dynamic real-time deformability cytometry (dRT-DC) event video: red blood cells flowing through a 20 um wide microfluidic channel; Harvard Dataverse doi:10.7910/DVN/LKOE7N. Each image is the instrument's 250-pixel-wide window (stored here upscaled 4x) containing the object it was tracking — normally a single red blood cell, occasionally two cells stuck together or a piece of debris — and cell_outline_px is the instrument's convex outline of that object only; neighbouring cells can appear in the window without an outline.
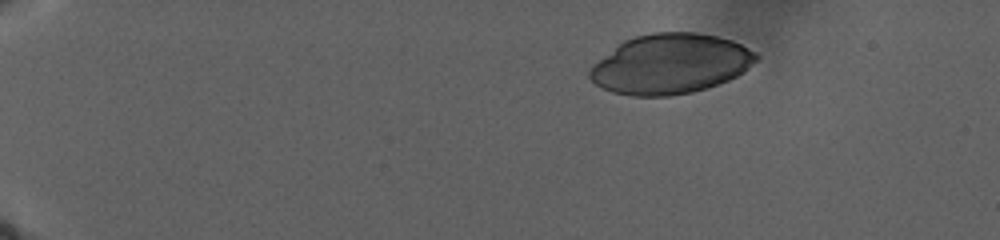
{"species": "human", "species_latin": "Homo sapiens", "temperature_condition": "warm", "stored_images_in_passage": 57, "camera_frame_rate_fps": 3000, "um_per_image_px": 0.085, "donor": {"sex": "male"}, "frame": {"image": 1, "passage_image": 1, "time_ms": 0.0, "image_size_px": [1000, 240], "cell_outline_px": [[760, 56], [744, 72], [728, 80], [692, 92], [672, 96], [632, 96], [612, 92], [596, 84], [588, 76], [588, 72], [592, 64], [624, 40], [636, 36], [652, 32], [696, 32], [716, 36], [732, 40], [756, 52]], "centroid_in_image_um": [56.97, 5.43], "position_along_channel_um": 28.0, "area_um2": 58.03}}
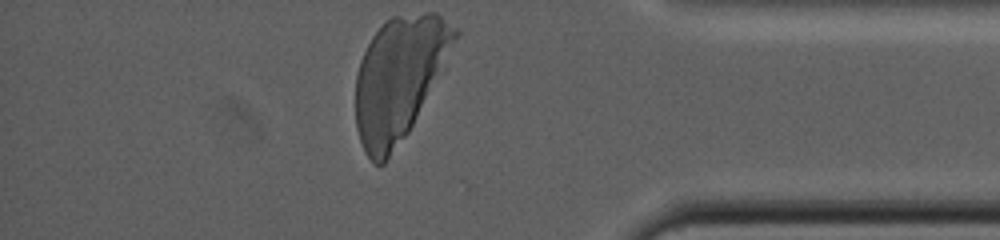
{"frame": {"image": 2, "passage_image": 57, "time_ms": 29.333, "image_size_px": [1000, 240], "cell_outline_px": [[460, 32], [444, 68], [408, 132], [384, 164], [376, 164], [364, 152], [356, 128], [356, 76], [360, 60], [372, 36], [392, 16], [424, 12], [436, 12], [460, 28]], "centroid_in_image_um": [33.95, 6.63], "position_along_channel_um": 401.3, "area_um2": 71.09}}